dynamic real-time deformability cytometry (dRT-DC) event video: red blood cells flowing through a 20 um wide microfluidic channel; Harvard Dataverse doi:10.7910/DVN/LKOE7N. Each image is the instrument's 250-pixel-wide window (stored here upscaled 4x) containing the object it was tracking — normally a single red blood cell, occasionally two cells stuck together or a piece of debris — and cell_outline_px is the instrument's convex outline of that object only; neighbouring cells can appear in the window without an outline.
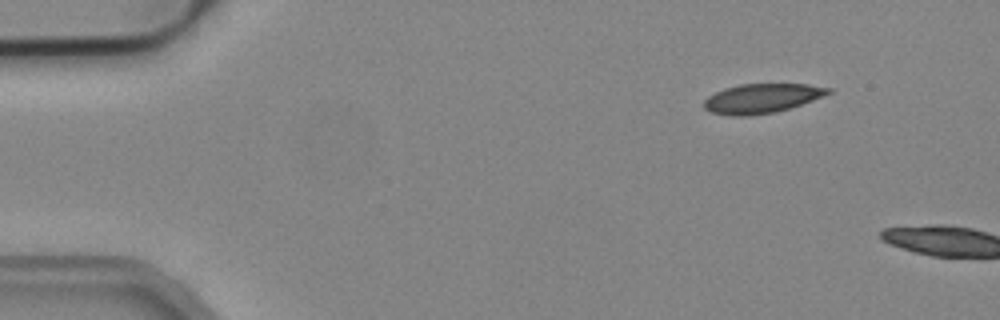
{"species": "common noctule bat (a hibernating species)", "species_latin": "Nyctalus noctula", "temperature_condition": "cold", "stored_images_in_passage": 3, "camera_frame_rate_fps": 3000, "um_per_image_px": 0.085, "animal": {"sex": "male", "body_mass_g": 19.2, "forearm_length_mm": 51.8}, "frame": {"image": 1, "passage_image": 1, "time_ms": 0.0, "image_size_px": [1000, 320], "cell_outline_px": [[832, 92], [824, 96], [776, 112], [748, 116], [732, 116], [712, 112], [704, 108], [704, 100], [708, 96], [724, 88], [740, 84], [808, 84], [832, 88]], "centroid_in_image_um": [64.75, 8.36], "position_along_channel_um": 20.2, "area_um2": 21.21}}